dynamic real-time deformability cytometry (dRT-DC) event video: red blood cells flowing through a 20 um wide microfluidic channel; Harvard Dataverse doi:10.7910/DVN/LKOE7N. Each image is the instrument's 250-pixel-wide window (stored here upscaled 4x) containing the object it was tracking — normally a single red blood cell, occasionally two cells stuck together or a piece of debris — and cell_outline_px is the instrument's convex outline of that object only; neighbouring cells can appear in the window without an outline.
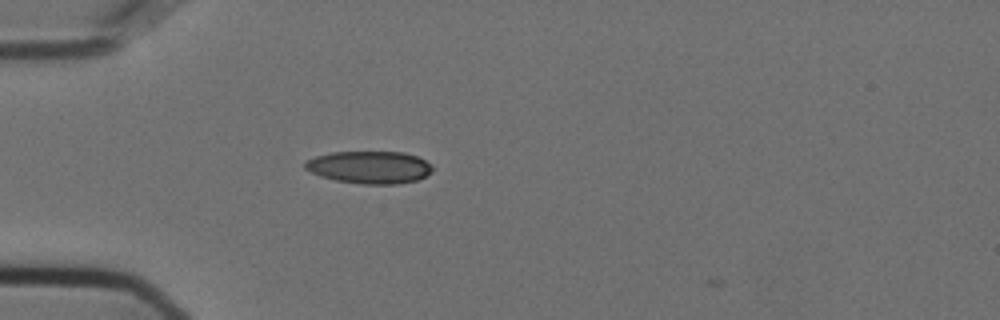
{"species": "Egyptian fruit bat (a non-hibernating species)", "species_latin": "Rousettus aegyptiacus", "temperature_condition": "cold", "stored_images_in_passage": 2, "camera_frame_rate_fps": 3000, "um_per_image_px": 0.085, "animal": {"sex": "female"}, "frame": {"image": 1, "passage_image": 1, "time_ms": 0.0, "image_size_px": [1000, 320], "cell_outline_px": [[432, 172], [416, 180], [396, 184], [360, 184], [336, 180], [320, 176], [304, 168], [304, 160], [316, 156], [332, 152], [404, 152], [416, 156], [432, 164]], "centroid_in_image_um": [31.39, 14.21], "position_along_channel_um": 53.6, "area_um2": 24.1}}